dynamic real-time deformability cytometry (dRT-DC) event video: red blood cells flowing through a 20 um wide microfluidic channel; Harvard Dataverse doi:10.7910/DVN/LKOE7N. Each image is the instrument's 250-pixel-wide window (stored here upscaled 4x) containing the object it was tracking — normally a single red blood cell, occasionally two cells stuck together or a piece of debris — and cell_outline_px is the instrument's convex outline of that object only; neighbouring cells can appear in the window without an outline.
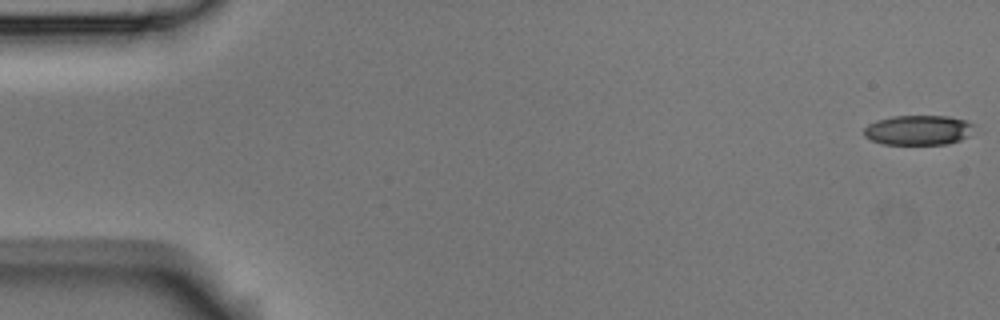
{"species": "Egyptian fruit bat (a non-hibernating species)", "species_latin": "Rousettus aegyptiacus", "temperature_condition": "room temperature", "stored_images_in_passage": 13, "camera_frame_rate_fps": 3000, "um_per_image_px": 0.085, "animal": {"sex": "male"}, "frame": {"image": 1, "passage_image": 1, "time_ms": 0.0, "image_size_px": [1000, 320], "cell_outline_px": [[972, 124], [968, 136], [960, 140], [948, 144], [880, 144], [864, 136], [864, 128], [868, 124], [876, 120], [892, 116], [948, 116], [964, 120]], "centroid_in_image_um": [77.99, 11.06], "position_along_channel_um": 7.0, "area_um2": 19.02}}